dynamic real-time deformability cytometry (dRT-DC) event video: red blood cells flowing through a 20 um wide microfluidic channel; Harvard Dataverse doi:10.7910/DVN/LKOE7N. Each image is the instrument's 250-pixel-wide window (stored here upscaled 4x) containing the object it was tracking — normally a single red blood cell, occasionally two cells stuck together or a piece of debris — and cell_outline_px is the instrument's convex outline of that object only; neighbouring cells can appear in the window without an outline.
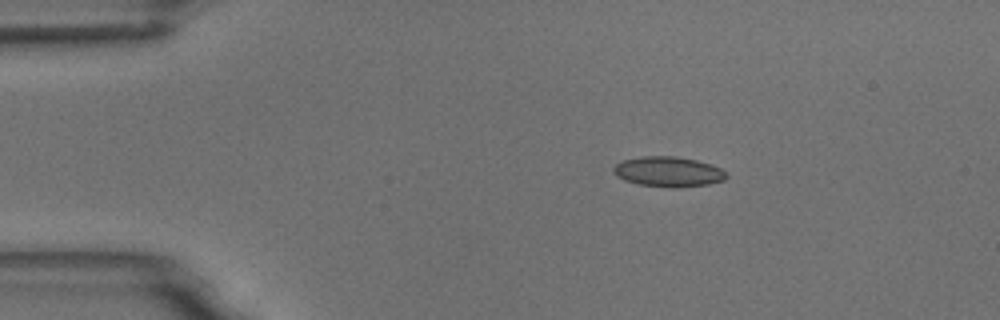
{"species": "common noctule bat (a hibernating species)", "species_latin": "Nyctalus noctula", "temperature_condition": "room temperature", "stored_images_in_passage": 4, "camera_frame_rate_fps": 3000, "um_per_image_px": 0.085, "animal": {"sex": "male", "body_mass_g": 18.8}, "frame": {"image": 1, "passage_image": 1, "time_ms": 0.0, "image_size_px": [1000, 320], "cell_outline_px": [[728, 176], [724, 180], [708, 184], [680, 188], [672, 188], [640, 184], [624, 180], [616, 176], [612, 172], [612, 168], [620, 160], [640, 156], [676, 156], [696, 160], [712, 164], [720, 168]], "centroid_in_image_um": [56.77, 14.59], "position_along_channel_um": 28.2, "area_um2": 20.06}}
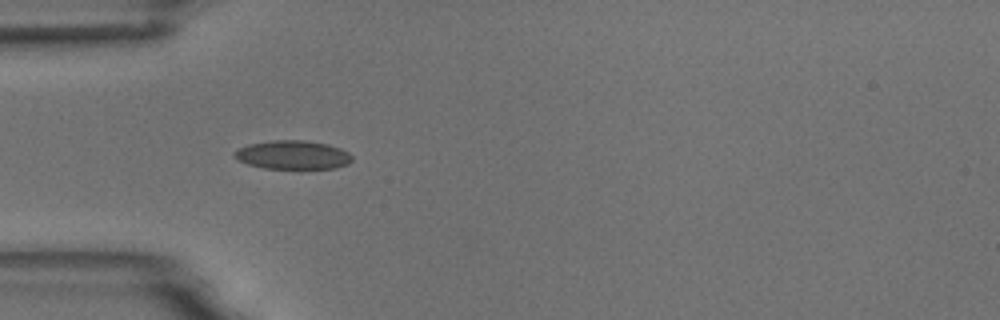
{"frame": {"image": 2, "passage_image": 3, "time_ms": 2.333, "image_size_px": [1000, 320], "cell_outline_px": [[352, 160], [348, 164], [336, 168], [300, 172], [264, 168], [248, 164], [232, 156], [232, 152], [248, 144], [272, 140], [304, 140], [328, 144], [340, 148], [348, 152], [352, 156]], "centroid_in_image_um": [24.92, 13.22], "position_along_channel_um": 60.1, "area_um2": 20.69}}